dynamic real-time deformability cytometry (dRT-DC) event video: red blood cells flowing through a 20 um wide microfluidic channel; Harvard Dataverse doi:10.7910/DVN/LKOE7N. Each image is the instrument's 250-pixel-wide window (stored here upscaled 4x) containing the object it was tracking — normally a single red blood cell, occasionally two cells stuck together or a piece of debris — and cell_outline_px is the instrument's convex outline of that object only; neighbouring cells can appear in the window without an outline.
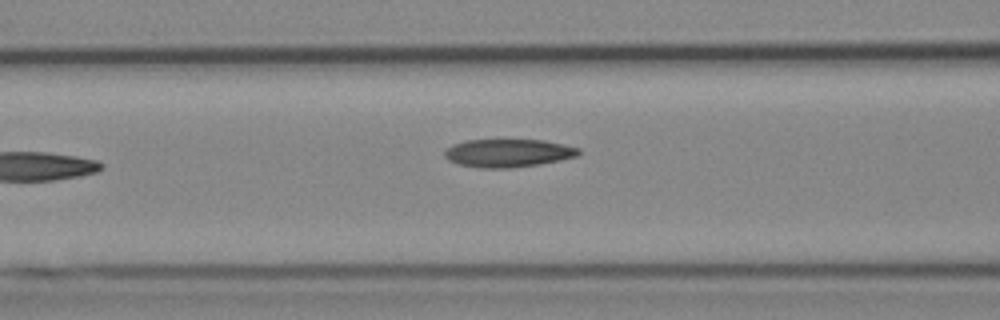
{"species": "Egyptian fruit bat (a non-hibernating species)", "species_latin": "Rousettus aegyptiacus", "temperature_condition": "cold", "stored_images_in_passage": 5, "camera_frame_rate_fps": 3000, "um_per_image_px": 0.085, "animal": {"sex": "female"}, "frame": {"image": 1, "passage_image": 5, "time_ms": 5.333, "image_size_px": [1000, 320], "cell_outline_px": [[580, 152], [576, 156], [560, 160], [540, 164], [512, 168], [476, 168], [456, 164], [448, 160], [444, 156], [444, 152], [452, 144], [464, 140], [544, 140], [564, 144], [580, 148]], "centroid_in_image_um": [43.16, 13.01], "position_along_channel_um": 123.4, "area_um2": 22.14}}